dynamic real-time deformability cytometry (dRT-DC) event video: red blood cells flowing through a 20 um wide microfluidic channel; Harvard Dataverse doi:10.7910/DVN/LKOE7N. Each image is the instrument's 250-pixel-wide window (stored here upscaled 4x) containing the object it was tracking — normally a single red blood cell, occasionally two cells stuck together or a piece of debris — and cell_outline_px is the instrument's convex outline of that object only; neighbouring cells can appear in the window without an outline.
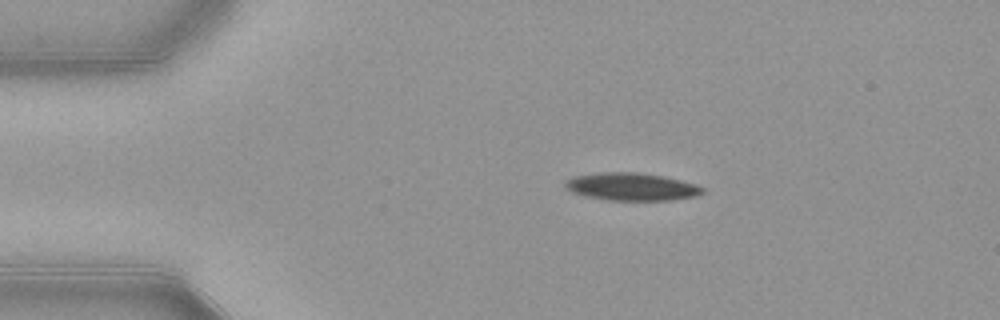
{"species": "common noctule bat (a hibernating species)", "species_latin": "Nyctalus noctula", "temperature_condition": "warm", "stored_images_in_passage": 44, "camera_frame_rate_fps": 3000, "um_per_image_px": 0.085, "animal": {"sex": "female", "body_mass_g": 21.9}, "frame": {"image": 1, "passage_image": 1, "time_ms": 0.0, "image_size_px": [1000, 320], "cell_outline_px": [[704, 192], [692, 196], [668, 200], [604, 200], [584, 196], [572, 192], [564, 188], [564, 180], [572, 176], [600, 172], [636, 172], [664, 176], [696, 184], [704, 188]], "centroid_in_image_um": [53.59, 15.86], "position_along_channel_um": 31.4, "area_um2": 22.25}}
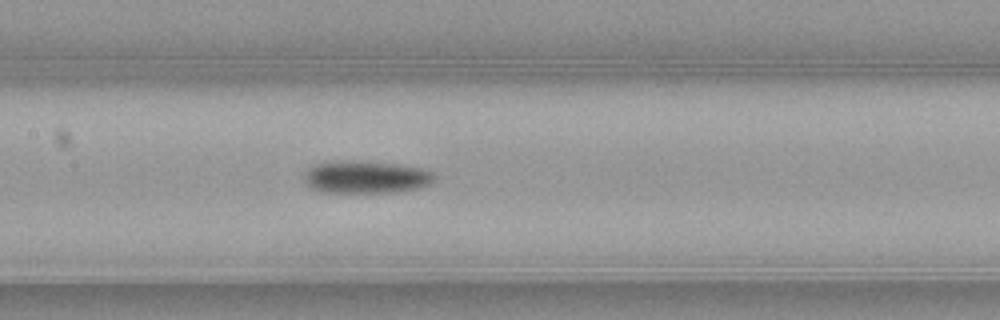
{"frame": {"image": 2, "passage_image": 16, "time_ms": 5.0, "image_size_px": [1000, 320], "cell_outline_px": [[436, 176], [428, 184], [420, 188], [396, 192], [320, 192], [312, 188], [304, 180], [304, 172], [312, 164], [332, 160], [360, 160], [400, 164], [420, 168], [432, 172]], "centroid_in_image_um": [31.05, 15.02], "position_along_channel_um": 176.3, "area_um2": 25.09}}
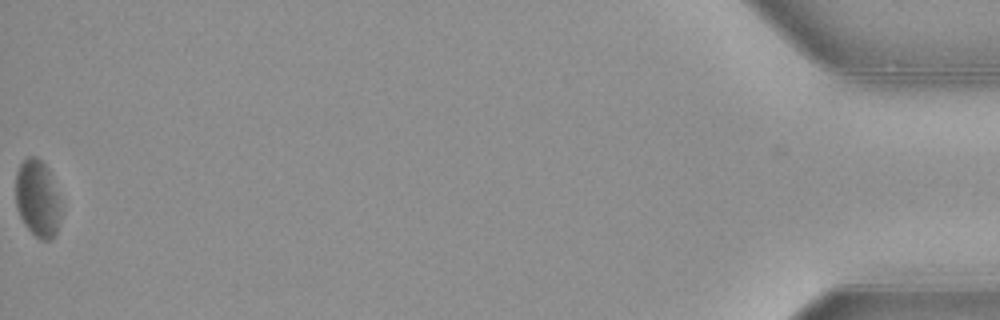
{"frame": {"image": 3, "passage_image": 44, "time_ms": 14.333, "image_size_px": [1000, 320], "cell_outline_px": [[64, 208], [56, 232], [48, 240], [40, 240], [24, 224], [16, 208], [16, 172], [20, 164], [28, 156], [36, 156], [48, 168], [64, 204]], "centroid_in_image_um": [3.24, 16.87], "position_along_channel_um": 432.0, "area_um2": 20.87}, "authors_computed_cell_mechanics": {"area_um2": 23.0044, "velocity_mm_per_s": 3.8719, "shape_relaxation_time_tau1_ms": 4.6448, "shape_relaxation_time_tau2_ms": null, "deformation_change_tau1": 0.1156, "deformation_change_tau2": null}}